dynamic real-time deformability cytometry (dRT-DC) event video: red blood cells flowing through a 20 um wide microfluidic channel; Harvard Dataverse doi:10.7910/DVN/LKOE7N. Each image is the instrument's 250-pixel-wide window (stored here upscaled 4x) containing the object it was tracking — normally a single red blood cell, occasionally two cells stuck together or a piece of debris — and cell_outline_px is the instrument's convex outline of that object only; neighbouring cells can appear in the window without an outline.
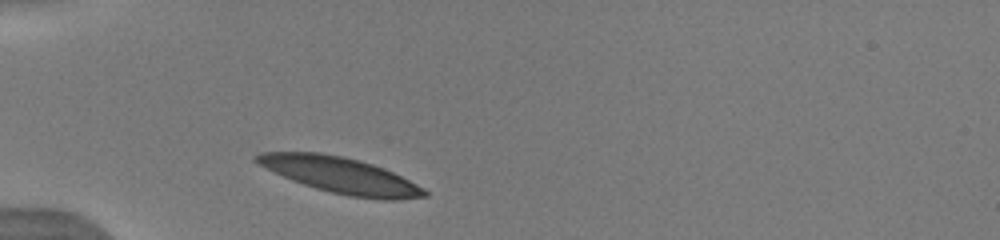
{"species": "human", "species_latin": "Homo sapiens", "temperature_condition": "warm", "stored_images_in_passage": 12, "camera_frame_rate_fps": 3000, "um_per_image_px": 0.085, "donor": {"sex": "male"}, "frame": {"image": 1, "passage_image": 1, "time_ms": 0.0, "image_size_px": [1000, 240], "cell_outline_px": [[428, 196], [396, 200], [384, 200], [348, 196], [316, 188], [292, 180], [252, 160], [252, 156], [260, 152], [320, 152], [344, 156], [372, 164], [384, 168], [424, 188], [428, 192]], "centroid_in_image_um": [28.95, 14.89], "position_along_channel_um": 56.0, "area_um2": 34.85}}
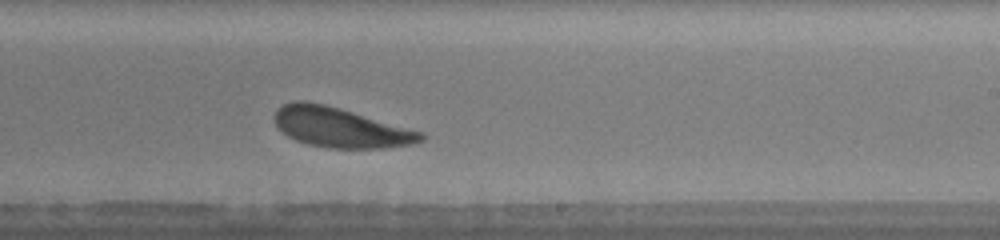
{"frame": {"image": 2, "passage_image": 12, "time_ms": 5.667, "image_size_px": [1000, 240], "cell_outline_px": [[424, 140], [412, 144], [384, 148], [328, 148], [308, 144], [296, 140], [288, 136], [276, 124], [272, 116], [276, 108], [292, 100], [304, 100], [324, 104], [340, 108], [424, 132]], "centroid_in_image_um": [28.91, 10.82], "position_along_channel_um": 260.1, "area_um2": 34.1}}